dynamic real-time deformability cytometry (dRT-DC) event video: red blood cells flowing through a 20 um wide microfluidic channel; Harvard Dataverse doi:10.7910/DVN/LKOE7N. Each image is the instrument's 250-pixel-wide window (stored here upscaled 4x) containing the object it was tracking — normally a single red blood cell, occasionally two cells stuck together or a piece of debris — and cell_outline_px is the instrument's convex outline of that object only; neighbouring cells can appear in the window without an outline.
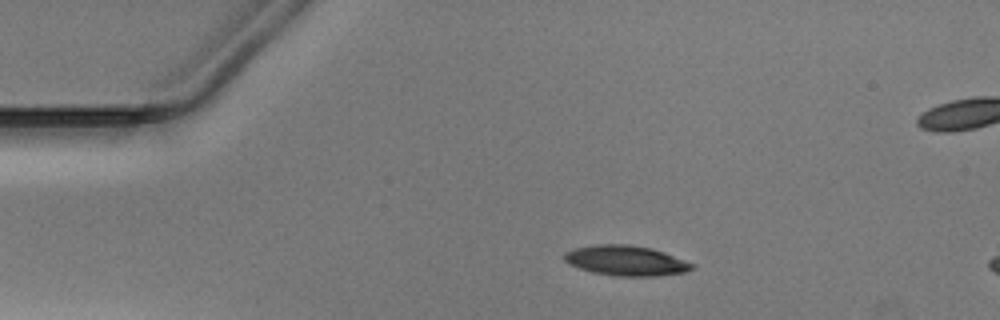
{"species": "Egyptian fruit bat (a non-hibernating species)", "species_latin": "Rousettus aegyptiacus", "temperature_condition": "warm", "stored_images_in_passage": 37, "camera_frame_rate_fps": 3000, "um_per_image_px": 0.085, "animal": {"sex": "male"}, "frame": {"image": 1, "passage_image": 5, "time_ms": 1.333, "image_size_px": [1000, 320], "cell_outline_px": [[696, 268], [684, 272], [656, 276], [616, 276], [592, 272], [568, 264], [564, 260], [564, 252], [576, 248], [596, 244], [628, 244], [652, 248], [664, 252], [696, 264]], "centroid_in_image_um": [53.23, 22.15], "position_along_channel_um": 31.8, "area_um2": 22.54}}
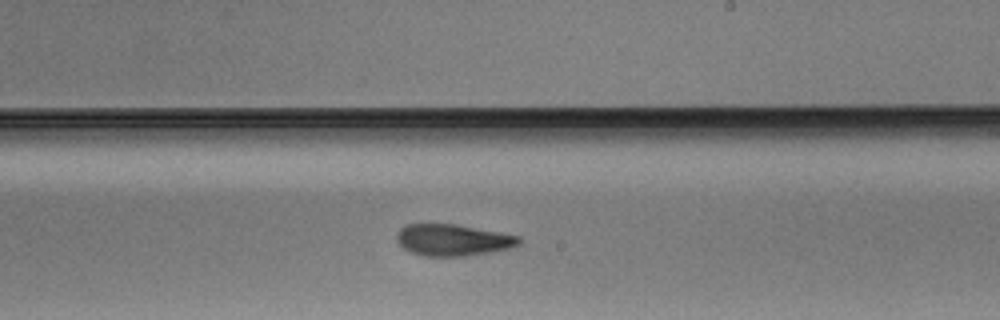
{"frame": {"image": 2, "passage_image": 25, "time_ms": 8.0, "image_size_px": [1000, 320], "cell_outline_px": [[520, 244], [512, 248], [468, 256], [424, 256], [412, 252], [404, 248], [396, 240], [396, 232], [400, 228], [408, 224], [456, 224], [500, 232], [520, 236]], "centroid_in_image_um": [38.51, 20.4], "position_along_channel_um": 250.5, "area_um2": 22.6}}
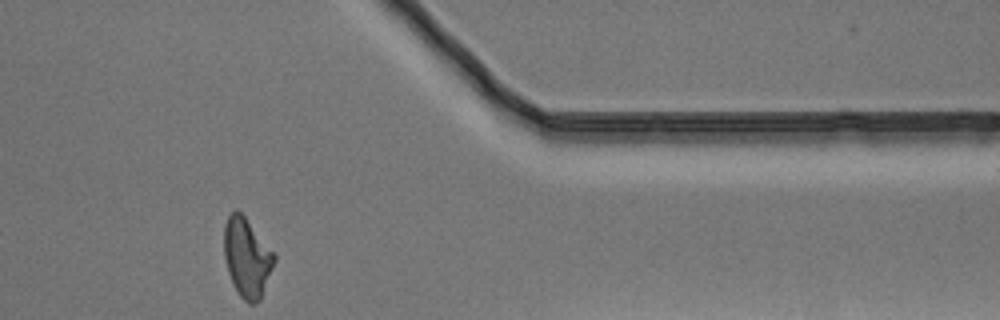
{"frame": {"image": 3, "passage_image": 37, "time_ms": 12.0, "image_size_px": [1000, 320], "cell_outline_px": [[276, 260], [260, 300], [256, 304], [248, 304], [240, 296], [232, 284], [228, 272], [224, 256], [224, 224], [228, 216], [236, 208], [244, 216], [276, 256]], "centroid_in_image_um": [20.97, 21.92], "position_along_channel_um": 390.4, "area_um2": 23.0}}